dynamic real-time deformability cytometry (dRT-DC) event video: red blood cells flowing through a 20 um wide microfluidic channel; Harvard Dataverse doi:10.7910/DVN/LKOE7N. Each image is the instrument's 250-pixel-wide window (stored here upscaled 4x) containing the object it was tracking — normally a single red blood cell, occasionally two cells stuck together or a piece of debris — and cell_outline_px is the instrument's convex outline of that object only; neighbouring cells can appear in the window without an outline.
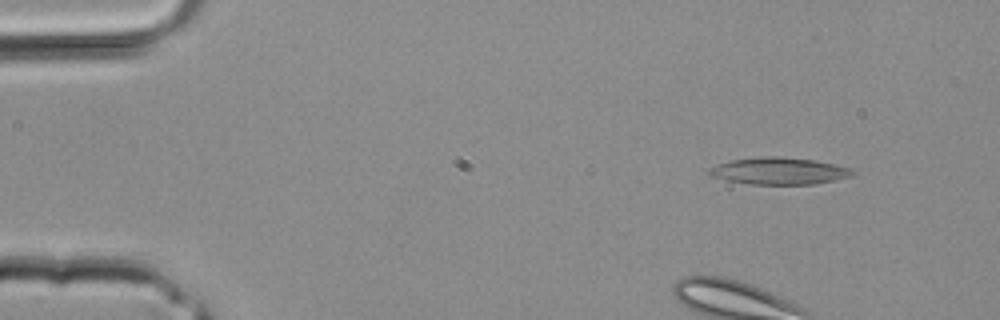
{"species": "common noctule bat (a hibernating species)", "species_latin": "Nyctalus noctula", "temperature_condition": "room temperature", "stored_images_in_passage": 4, "camera_frame_rate_fps": 3000, "um_per_image_px": 0.085, "animal": {"sex": "male", "body_mass_g": 20.4}, "frame": {"image": 1, "passage_image": 2, "time_ms": 0.333, "image_size_px": [1000, 320], "cell_outline_px": [[856, 172], [852, 176], [816, 184], [748, 184], [712, 176], [708, 172], [708, 168], [732, 160], [760, 156], [776, 156], [812, 160], [836, 164], [852, 168]], "centroid_in_image_um": [66.28, 14.53], "position_along_channel_um": 18.7, "area_um2": 22.37}}
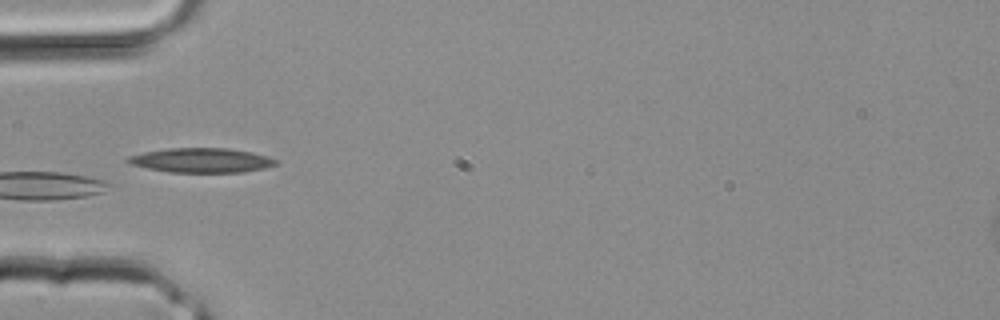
{"frame": {"image": 2, "passage_image": 4, "time_ms": 1.0, "image_size_px": [1000, 320], "cell_outline_px": [[280, 164], [264, 168], [244, 172], [168, 172], [128, 164], [124, 160], [128, 156], [144, 152], [168, 148], [228, 148], [252, 152], [268, 156], [280, 160]], "centroid_in_image_um": [17.15, 13.62], "position_along_channel_um": 67.9, "area_um2": 21.39}}